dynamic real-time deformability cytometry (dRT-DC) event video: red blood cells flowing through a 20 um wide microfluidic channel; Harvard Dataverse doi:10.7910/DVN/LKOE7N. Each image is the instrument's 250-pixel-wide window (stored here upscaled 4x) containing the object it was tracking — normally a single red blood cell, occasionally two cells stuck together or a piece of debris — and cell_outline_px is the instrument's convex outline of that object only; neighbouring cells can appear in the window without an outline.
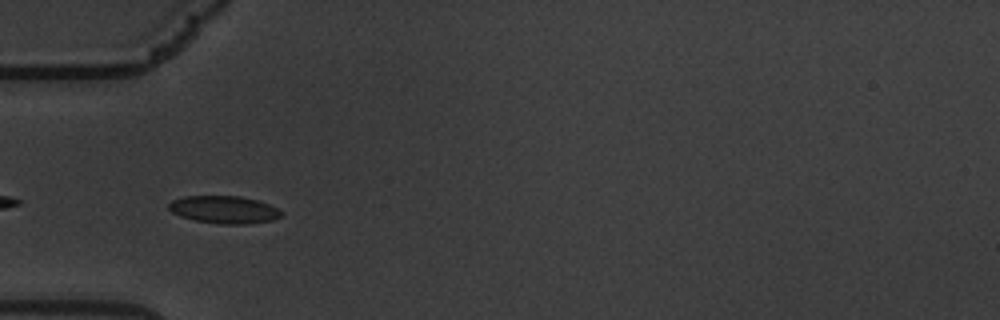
{"species": "common noctule bat (a hibernating species)", "species_latin": "Nyctalus noctula", "temperature_condition": "warm", "stored_images_in_passage": 43, "camera_frame_rate_fps": 3000, "um_per_image_px": 0.085, "animal": {"sex": "male", "body_mass_g": 19.5, "forearm_length_mm": 54.6}, "frame": {"image": 1, "passage_image": 2, "time_ms": 0.333, "image_size_px": [1000, 320], "cell_outline_px": [[284, 212], [280, 216], [272, 220], [248, 224], [224, 224], [196, 220], [180, 216], [172, 212], [168, 208], [168, 204], [172, 200], [184, 196], [240, 196], [260, 200]], "centroid_in_image_um": [19.05, 17.81], "position_along_channel_um": 65.9, "area_um2": 18.03}}
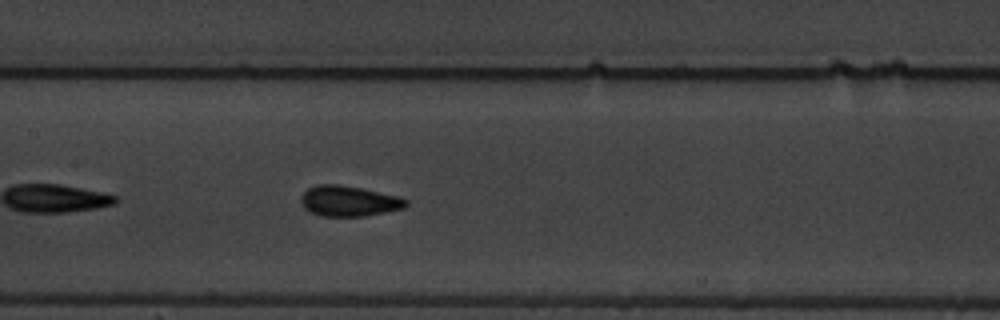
{"frame": {"image": 2, "passage_image": 12, "time_ms": 3.667, "image_size_px": [1000, 320], "cell_outline_px": [[408, 204], [404, 208], [364, 216], [324, 216], [312, 212], [304, 208], [300, 200], [300, 196], [308, 188], [316, 184], [340, 184], [400, 196], [408, 200]], "centroid_in_image_um": [29.65, 17.08], "position_along_channel_um": 177.7, "area_um2": 18.67}}
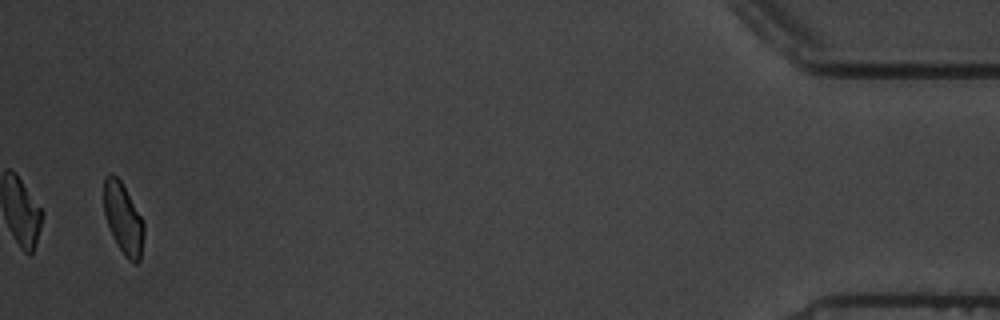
{"frame": {"image": 3, "passage_image": 41, "time_ms": 13.333, "image_size_px": [1000, 320], "cell_outline_px": [[144, 232], [140, 260], [136, 264], [128, 260], [112, 236], [104, 212], [104, 176], [112, 172], [120, 180], [140, 216], [144, 224]], "centroid_in_image_um": [10.46, 18.58], "position_along_channel_um": 424.7, "area_um2": 16.24}, "authors_computed_cell_mechanics": {"area_um2": 17.8024, "velocity_mm_per_s": 3.3792, "shape_relaxation_time_tau1_ms": 4.0643, "shape_relaxation_time_tau2_ms": 0.9625, "deformation_change_tau1": 0.1267, "deformation_change_tau2": 0.065}}